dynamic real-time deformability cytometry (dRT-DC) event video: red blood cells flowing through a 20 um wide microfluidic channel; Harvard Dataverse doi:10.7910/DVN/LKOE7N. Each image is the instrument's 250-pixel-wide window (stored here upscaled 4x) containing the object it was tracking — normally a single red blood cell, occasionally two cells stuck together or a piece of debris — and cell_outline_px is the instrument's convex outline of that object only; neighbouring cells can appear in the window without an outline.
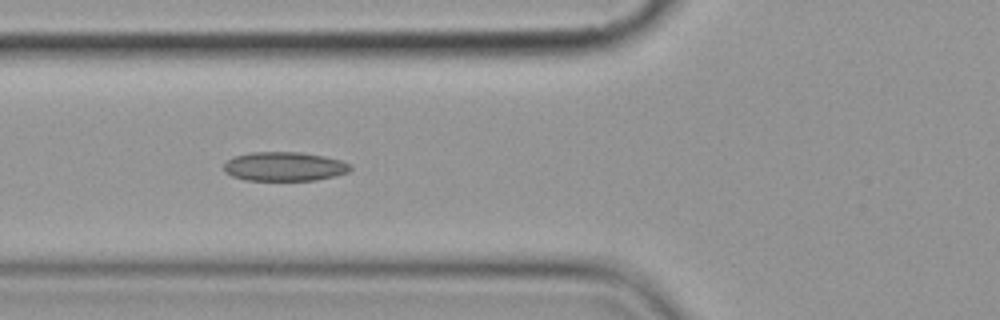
{"species": "common noctule bat (a hibernating species)", "species_latin": "Nyctalus noctula", "temperature_condition": "cold", "stored_images_in_passage": 8, "camera_frame_rate_fps": 3000, "um_per_image_px": 0.085, "animal": {"sex": "female", "body_mass_g": 19.9}, "frame": {"image": 1, "passage_image": 7, "time_ms": 7.0, "image_size_px": [1000, 320], "cell_outline_px": [[352, 168], [348, 172], [336, 176], [316, 180], [244, 180], [232, 176], [224, 172], [224, 164], [232, 156], [252, 152], [300, 152], [324, 156], [340, 160], [352, 164]], "centroid_in_image_um": [24.18, 14.15], "position_along_channel_um": 101.6, "area_um2": 21.62}}
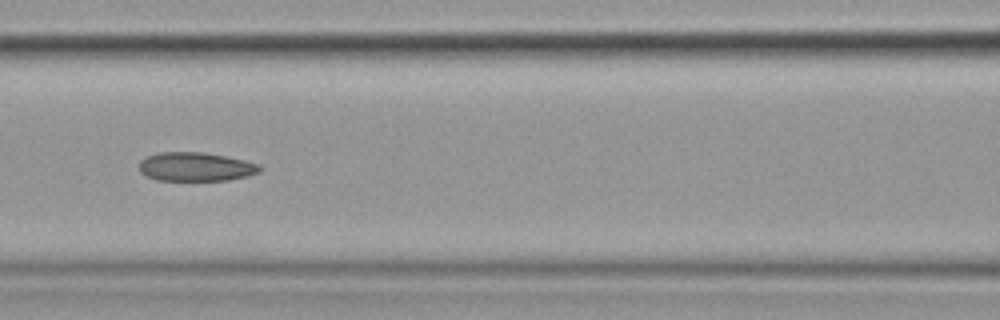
{"frame": {"image": 2, "passage_image": 8, "time_ms": 8.333, "image_size_px": [1000, 320], "cell_outline_px": [[260, 172], [248, 176], [228, 180], [156, 180], [140, 172], [140, 160], [148, 156], [160, 152], [204, 152], [244, 160], [260, 164]], "centroid_in_image_um": [16.65, 14.17], "position_along_channel_um": 150.0, "area_um2": 20.17}}